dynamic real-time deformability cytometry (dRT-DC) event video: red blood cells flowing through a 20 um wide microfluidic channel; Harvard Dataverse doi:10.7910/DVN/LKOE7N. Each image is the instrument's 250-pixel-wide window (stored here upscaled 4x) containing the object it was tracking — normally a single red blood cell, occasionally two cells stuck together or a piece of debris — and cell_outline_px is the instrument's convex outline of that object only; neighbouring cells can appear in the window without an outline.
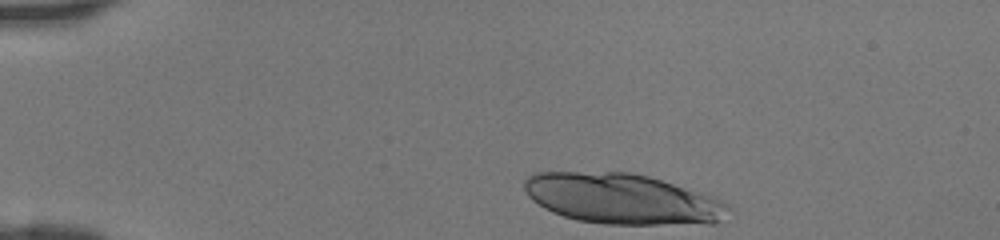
{"species": "human", "species_latin": "Homo sapiens", "temperature_condition": "room temperature", "stored_images_in_passage": 32, "camera_frame_rate_fps": 3000, "um_per_image_px": 0.085, "donor": {"sex": "female"}, "frame": {"image": 1, "passage_image": 1, "time_ms": 0.0, "image_size_px": [1000, 240], "cell_outline_px": [[732, 208], [716, 224], [604, 224], [576, 220], [552, 212], [544, 208], [532, 200], [528, 196], [524, 188], [524, 180], [532, 172], [632, 172], [648, 176], [700, 192], [712, 196], [728, 204]], "centroid_in_image_um": [52.88, 16.9], "position_along_channel_um": 32.1, "area_um2": 60.11}}